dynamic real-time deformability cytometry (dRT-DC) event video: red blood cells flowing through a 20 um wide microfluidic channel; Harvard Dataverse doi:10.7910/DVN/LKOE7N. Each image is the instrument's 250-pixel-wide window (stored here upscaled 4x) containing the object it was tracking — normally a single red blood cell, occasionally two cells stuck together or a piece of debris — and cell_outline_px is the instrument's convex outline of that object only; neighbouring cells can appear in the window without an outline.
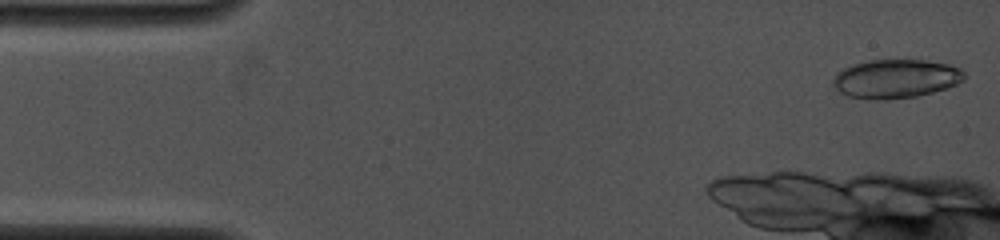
{"species": "common noctule bat (a hibernating species)", "species_latin": "Nyctalus noctula", "temperature_condition": "cold", "stored_images_in_passage": 12, "camera_frame_rate_fps": 4000, "um_per_image_px": 0.085, "animal": {"sex": "female", "body_mass_g": 19.0, "forearm_length_mm": 53.3}, "frame": {"image": 1, "passage_image": 1, "time_ms": 0.0, "image_size_px": [1000, 240], "cell_outline_px": [[964, 80], [956, 84], [932, 92], [916, 96], [888, 100], [872, 100], [848, 96], [840, 92], [832, 84], [832, 80], [836, 72], [852, 64], [864, 60], [924, 60], [948, 64], [960, 68], [964, 72]], "centroid_in_image_um": [76.09, 6.69], "position_along_channel_um": 8.9, "area_um2": 29.82}}